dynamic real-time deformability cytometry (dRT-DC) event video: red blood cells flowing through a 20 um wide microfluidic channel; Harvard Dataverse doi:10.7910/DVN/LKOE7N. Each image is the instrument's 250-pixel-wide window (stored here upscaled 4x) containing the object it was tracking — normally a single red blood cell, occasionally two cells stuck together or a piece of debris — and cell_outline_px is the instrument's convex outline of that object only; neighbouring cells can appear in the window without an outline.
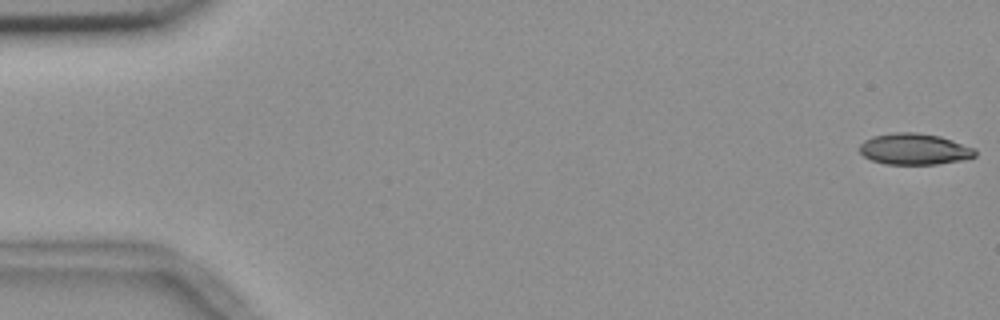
{"species": "common noctule bat (a hibernating species)", "species_latin": "Nyctalus noctula", "temperature_condition": "room temperature", "stored_images_in_passage": 55, "camera_frame_rate_fps": 3000, "um_per_image_px": 0.085, "animal": {"sex": "female", "body_mass_g": 18.4}, "frame": {"image": 1, "passage_image": 1, "time_ms": 0.0, "image_size_px": [1000, 320], "cell_outline_px": [[976, 156], [960, 160], [936, 164], [884, 164], [872, 160], [864, 156], [856, 148], [864, 140], [872, 136], [896, 132], [916, 132], [940, 136], [976, 148]], "centroid_in_image_um": [77.69, 12.66], "position_along_channel_um": 7.3, "area_um2": 21.15}}
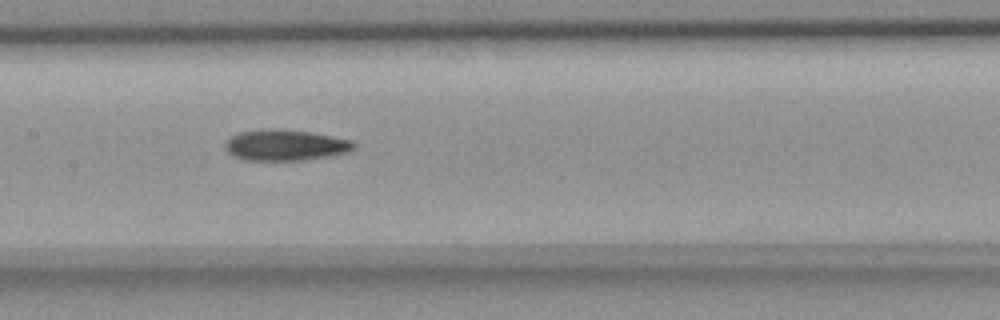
{"frame": {"image": 2, "passage_image": 27, "time_ms": 8.667, "image_size_px": [1000, 320], "cell_outline_px": [[356, 148], [348, 152], [328, 156], [300, 160], [248, 160], [232, 156], [224, 148], [224, 144], [236, 132], [264, 128], [276, 128], [308, 132], [332, 136], [352, 140], [356, 144]], "centroid_in_image_um": [24.23, 12.32], "position_along_channel_um": 183.2, "area_um2": 23.35}}
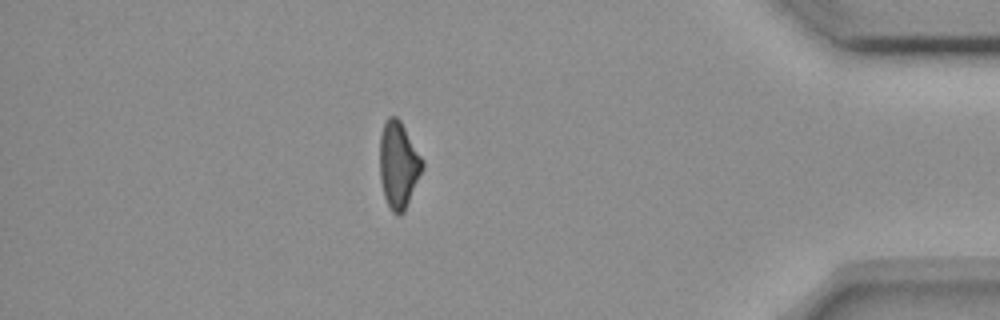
{"frame": {"image": 3, "passage_image": 48, "time_ms": 15.667, "image_size_px": [1000, 320], "cell_outline_px": [[424, 168], [404, 212], [400, 216], [396, 216], [392, 212], [384, 196], [380, 180], [380, 136], [384, 124], [388, 116], [396, 116], [400, 120], [424, 160]], "centroid_in_image_um": [33.88, 14.03], "position_along_channel_um": 401.3, "area_um2": 21.68}, "authors_computed_cell_mechanics": {"area_um2": 22.4264, "velocity_mm_per_s": 3.6958, "shape_relaxation_time_tau1_ms": 6.8347, "shape_relaxation_time_tau2_ms": 7.319, "deformation_change_tau1": 0.1704, "deformation_change_tau2": 0.1668}}